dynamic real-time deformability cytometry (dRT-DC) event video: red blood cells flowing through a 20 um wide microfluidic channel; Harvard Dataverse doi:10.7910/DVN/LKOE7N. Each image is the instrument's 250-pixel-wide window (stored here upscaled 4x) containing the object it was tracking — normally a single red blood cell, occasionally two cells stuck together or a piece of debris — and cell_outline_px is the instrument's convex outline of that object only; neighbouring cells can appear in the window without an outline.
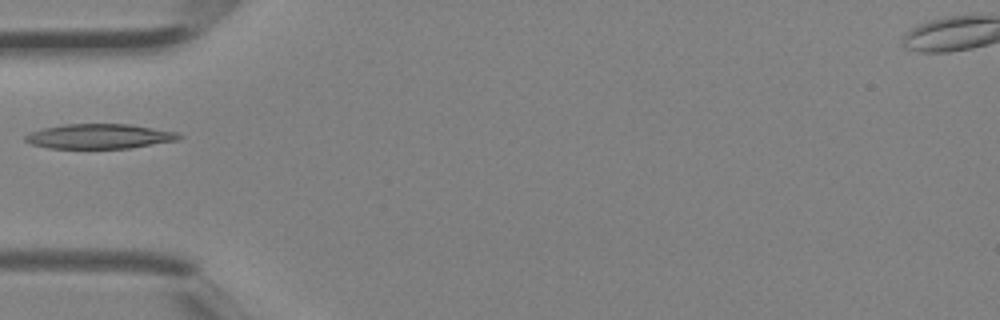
{"species": "Egyptian fruit bat (a non-hibernating species)", "species_latin": "Rousettus aegyptiacus", "temperature_condition": "room temperature", "stored_images_in_passage": 2, "camera_frame_rate_fps": 3000, "um_per_image_px": 0.085, "animal": {"sex": "female"}, "frame": {"image": 1, "passage_image": 2, "time_ms": 0.333, "image_size_px": [1000, 320], "cell_outline_px": [[184, 136], [176, 140], [128, 148], [48, 148], [32, 144], [24, 140], [24, 136], [32, 132], [44, 128], [64, 124], [128, 124], [180, 132]], "centroid_in_image_um": [8.47, 11.58], "position_along_channel_um": 76.5, "area_um2": 22.02}}